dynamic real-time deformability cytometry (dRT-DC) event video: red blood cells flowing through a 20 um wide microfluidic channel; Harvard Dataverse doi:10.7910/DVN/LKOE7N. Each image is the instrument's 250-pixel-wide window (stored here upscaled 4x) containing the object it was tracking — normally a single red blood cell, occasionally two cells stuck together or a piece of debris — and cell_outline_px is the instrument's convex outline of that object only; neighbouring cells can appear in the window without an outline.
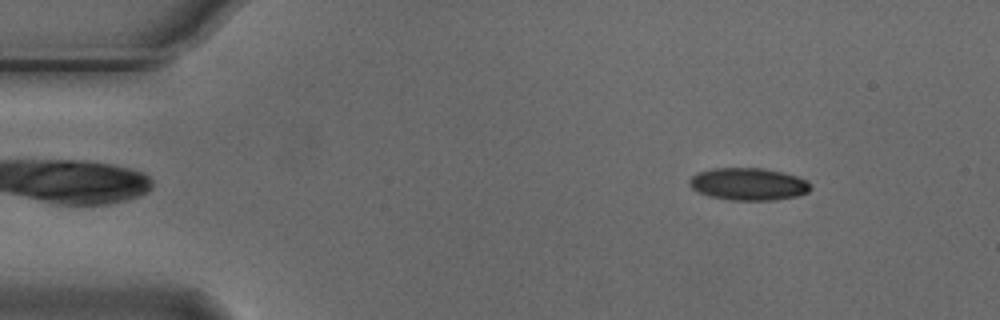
{"species": "Egyptian fruit bat (a non-hibernating species)", "species_latin": "Rousettus aegyptiacus", "temperature_condition": "cold", "stored_images_in_passage": 6, "camera_frame_rate_fps": 3000, "um_per_image_px": 0.085, "animal": {"sex": "male"}, "frame": {"image": 1, "passage_image": 1, "time_ms": 0.0, "image_size_px": [1000, 320], "cell_outline_px": [[812, 188], [808, 192], [796, 196], [776, 200], [728, 200], [708, 196], [696, 192], [688, 184], [688, 180], [696, 172], [712, 168], [764, 168], [796, 176], [804, 180]], "centroid_in_image_um": [63.54, 15.65], "position_along_channel_um": 21.5, "area_um2": 22.95}}
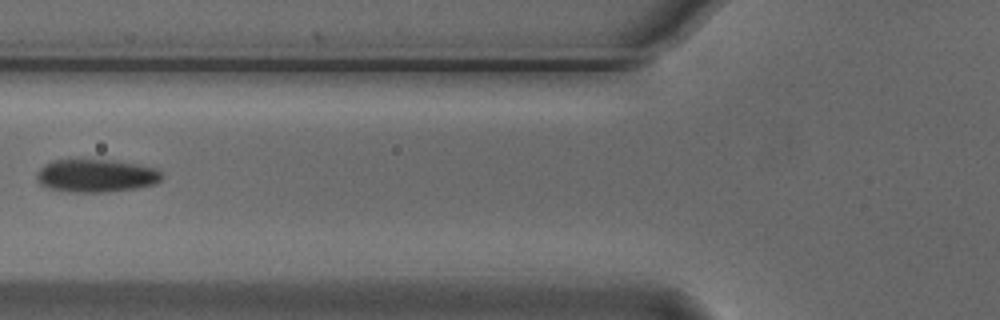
{"frame": {"image": 2, "passage_image": 5, "time_ms": 1.333, "image_size_px": [1000, 320], "cell_outline_px": [[164, 176], [156, 184], [136, 188], [104, 192], [72, 192], [48, 188], [40, 184], [36, 180], [36, 172], [44, 164], [52, 160], [116, 160], [156, 168]], "centroid_in_image_um": [8.15, 14.93], "position_along_channel_um": 117.6, "area_um2": 24.16}}
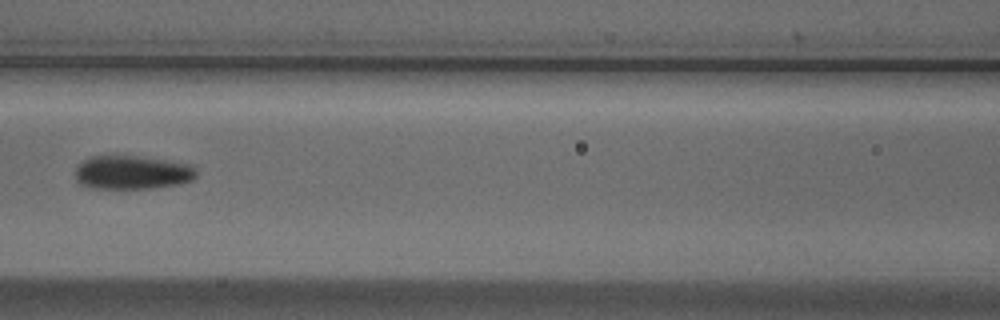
{"frame": {"image": 3, "passage_image": 6, "time_ms": 1.667, "image_size_px": [1000, 320], "cell_outline_px": [[196, 176], [192, 180], [180, 184], [152, 188], [88, 188], [80, 184], [76, 180], [76, 168], [84, 160], [92, 156], [140, 156], [192, 164], [196, 168]], "centroid_in_image_um": [11.26, 14.66], "position_along_channel_um": 155.3, "area_um2": 23.87}}